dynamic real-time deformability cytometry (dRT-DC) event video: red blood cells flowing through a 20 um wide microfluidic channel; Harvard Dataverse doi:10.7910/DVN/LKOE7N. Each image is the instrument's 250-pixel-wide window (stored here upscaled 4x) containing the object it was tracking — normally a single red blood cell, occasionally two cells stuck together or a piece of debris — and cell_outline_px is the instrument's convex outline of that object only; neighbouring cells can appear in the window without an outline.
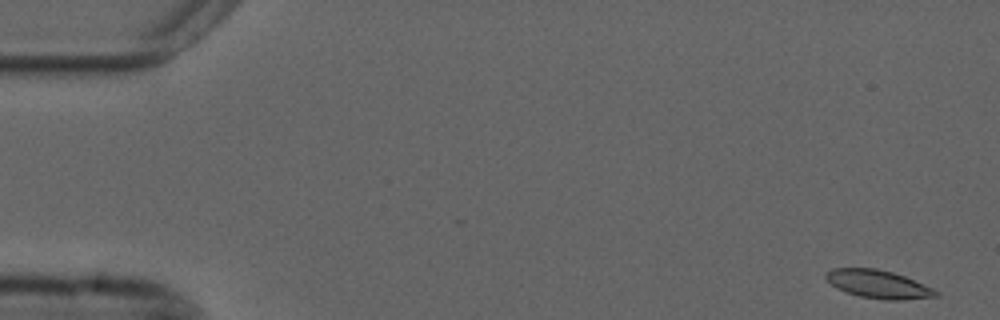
{"species": "common noctule bat (a hibernating species)", "species_latin": "Nyctalus noctula", "temperature_condition": "cold", "stored_images_in_passage": 54, "camera_frame_rate_fps": 3000, "um_per_image_px": 0.085, "animal": {"sex": "male", "forearm_length_mm": 52.5}, "frame": {"image": 1, "passage_image": 1, "time_ms": 0.0, "image_size_px": [1000, 320], "cell_outline_px": [[940, 296], [904, 300], [884, 300], [860, 296], [836, 288], [824, 276], [824, 272], [832, 268], [876, 268], [892, 272], [904, 276], [932, 288], [940, 292]], "centroid_in_image_um": [74.66, 24.15], "position_along_channel_um": 10.3, "area_um2": 18.03}}
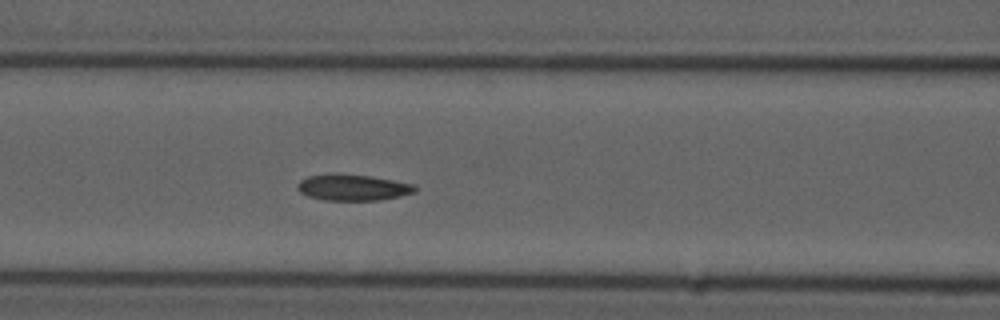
{"frame": {"image": 2, "passage_image": 22, "time_ms": 7.0, "image_size_px": [1000, 320], "cell_outline_px": [[416, 192], [400, 196], [380, 200], [324, 200], [308, 196], [300, 192], [296, 188], [296, 184], [300, 180], [308, 176], [368, 176], [416, 184]], "centroid_in_image_um": [30.03, 15.97], "position_along_channel_um": 136.6, "area_um2": 17.28}}
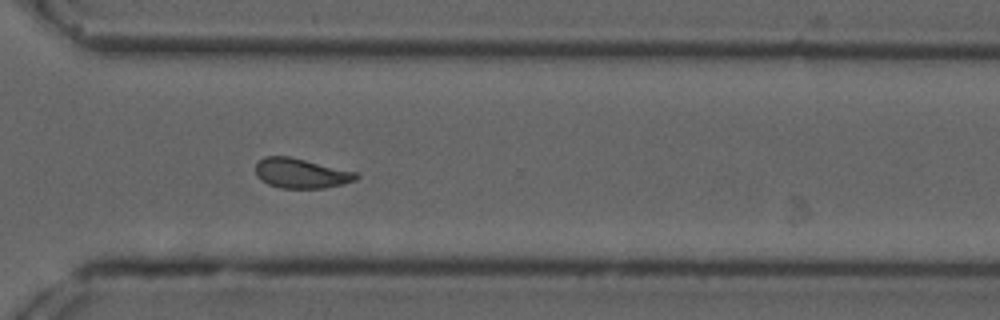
{"frame": {"image": 3, "passage_image": 39, "time_ms": 12.667, "image_size_px": [1000, 320], "cell_outline_px": [[360, 176], [356, 180], [344, 184], [324, 188], [280, 188], [268, 184], [260, 180], [256, 176], [256, 164], [264, 156], [288, 156], [356, 172]], "centroid_in_image_um": [25.58, 14.74], "position_along_channel_um": 345.0, "area_um2": 17.46}, "authors_computed_cell_mechanics": {"area_um2": 17.6868, "velocity_mm_per_s": 3.6847, "shape_relaxation_time_tau1_ms": 8.1988, "shape_relaxation_time_tau2_ms": 2.5734, "deformation_change_tau1": 0.1788, "deformation_change_tau2": 0.07}}